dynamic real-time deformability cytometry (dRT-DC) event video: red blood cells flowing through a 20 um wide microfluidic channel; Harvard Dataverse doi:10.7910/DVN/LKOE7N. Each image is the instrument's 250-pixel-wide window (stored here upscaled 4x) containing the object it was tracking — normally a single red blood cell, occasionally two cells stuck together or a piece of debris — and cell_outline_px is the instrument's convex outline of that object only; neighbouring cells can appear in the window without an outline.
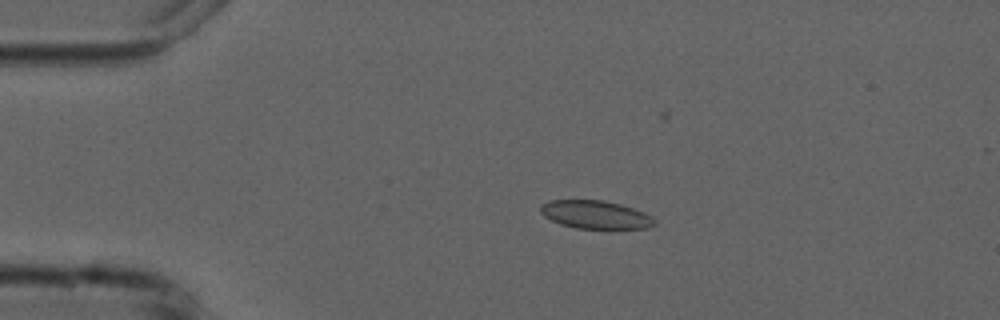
{"species": "common noctule bat (a hibernating species)", "species_latin": "Nyctalus noctula", "temperature_condition": "cold", "stored_images_in_passage": 5, "camera_frame_rate_fps": 3000, "um_per_image_px": 0.085, "animal": {"sex": "male", "forearm_length_mm": 52.5}, "frame": {"image": 1, "passage_image": 4, "time_ms": 3.333, "image_size_px": [1000, 320], "cell_outline_px": [[656, 224], [648, 228], [576, 228], [560, 224], [544, 216], [540, 212], [540, 204], [548, 200], [604, 200], [620, 204], [644, 212], [652, 216], [656, 220]], "centroid_in_image_um": [50.61, 18.23], "position_along_channel_um": 34.4, "area_um2": 18.73}}